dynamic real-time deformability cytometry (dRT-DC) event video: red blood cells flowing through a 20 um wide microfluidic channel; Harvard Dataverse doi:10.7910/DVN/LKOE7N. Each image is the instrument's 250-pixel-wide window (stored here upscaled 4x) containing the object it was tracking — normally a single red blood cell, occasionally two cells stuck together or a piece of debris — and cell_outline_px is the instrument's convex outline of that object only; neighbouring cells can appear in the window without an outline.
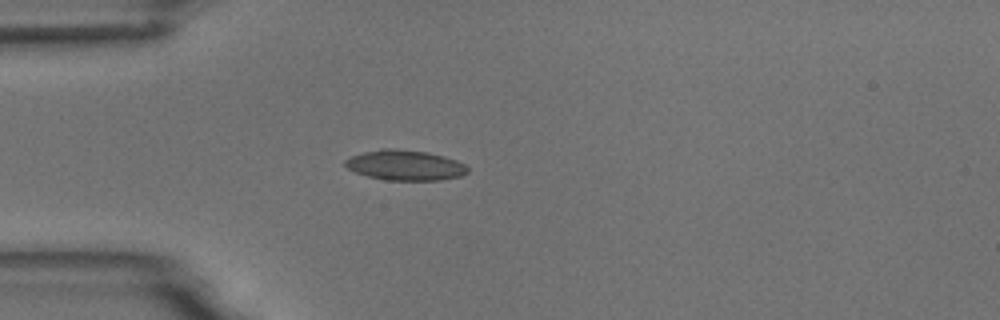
{"species": "common noctule bat (a hibernating species)", "species_latin": "Nyctalus noctula", "temperature_condition": "room temperature", "stored_images_in_passage": 2, "camera_frame_rate_fps": 3000, "um_per_image_px": 0.085, "animal": {"sex": "male", "body_mass_g": 18.8}, "frame": {"image": 1, "passage_image": 1, "time_ms": 0.0, "image_size_px": [1000, 320], "cell_outline_px": [[468, 172], [460, 176], [440, 180], [384, 180], [368, 176], [356, 172], [348, 168], [344, 164], [344, 160], [352, 156], [364, 152], [384, 148], [392, 148], [428, 152], [444, 156], [456, 160], [464, 164], [468, 168]], "centroid_in_image_um": [34.44, 14.04], "position_along_channel_um": 50.6, "area_um2": 21.5}}